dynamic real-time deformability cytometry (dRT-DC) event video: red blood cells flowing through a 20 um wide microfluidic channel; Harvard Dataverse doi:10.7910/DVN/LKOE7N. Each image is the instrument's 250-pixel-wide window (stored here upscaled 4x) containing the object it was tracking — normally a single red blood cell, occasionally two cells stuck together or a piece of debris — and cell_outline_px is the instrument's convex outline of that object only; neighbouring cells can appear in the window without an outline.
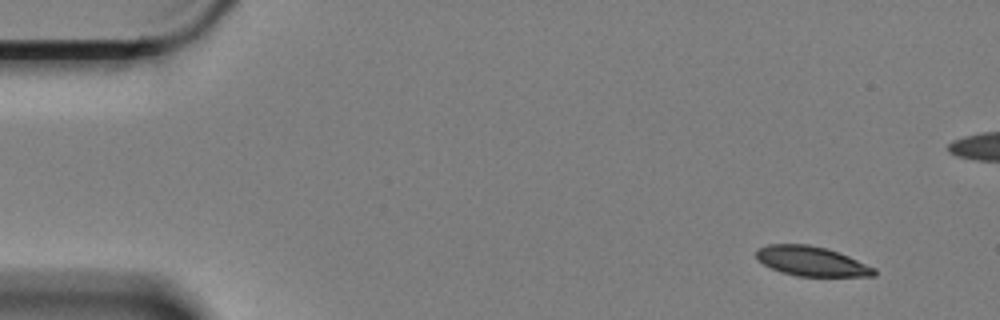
{"species": "Egyptian fruit bat (a non-hibernating species)", "species_latin": "Rousettus aegyptiacus", "temperature_condition": "cold", "stored_images_in_passage": 6, "segment_of_instrument_passage": [2, 2], "camera_frame_rate_fps": 3000, "um_per_image_px": 0.085, "animal": {"sex": "female"}, "frame": {"image": 1, "passage_image": 6, "time_ms": 1.667, "image_size_px": [1000, 320], "cell_outline_px": [[876, 276], [796, 276], [780, 272], [756, 260], [756, 248], [768, 244], [808, 244], [824, 248], [848, 256], [876, 268]], "centroid_in_image_um": [68.94, 22.2], "position_along_channel_um": 16.1, "area_um2": 20.35}}